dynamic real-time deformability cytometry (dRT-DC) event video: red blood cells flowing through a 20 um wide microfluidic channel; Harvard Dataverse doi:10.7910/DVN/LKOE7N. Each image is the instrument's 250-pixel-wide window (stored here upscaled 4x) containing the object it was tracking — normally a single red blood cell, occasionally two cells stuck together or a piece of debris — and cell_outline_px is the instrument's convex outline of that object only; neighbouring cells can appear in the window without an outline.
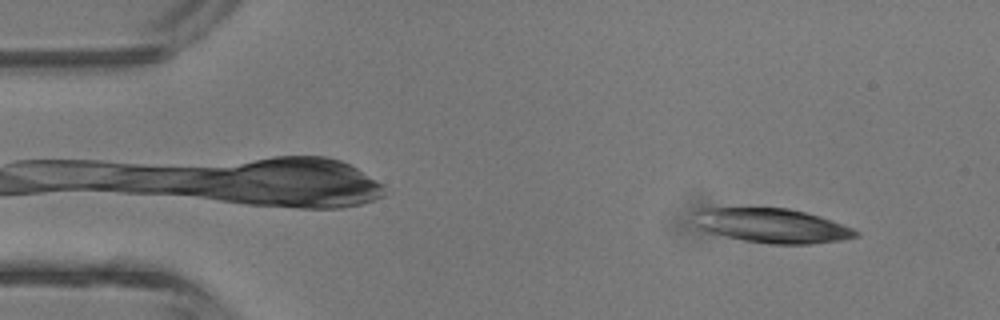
{"species": "common noctule bat (a hibernating species)", "species_latin": "Nyctalus noctula", "temperature_condition": "room temperature", "stored_images_in_passage": 23, "camera_frame_rate_fps": 3000, "um_per_image_px": 0.085, "animal": {"sex": "male", "body_mass_g": 13.3}, "frame": {"image": 1, "passage_image": 4, "time_ms": 1.0, "image_size_px": [1000, 320], "cell_outline_px": [[860, 236], [840, 240], [812, 244], [768, 244], [744, 240], [708, 232], [700, 228], [696, 224], [692, 212], [700, 208], [788, 208], [820, 216], [852, 228], [860, 232]], "centroid_in_image_um": [65.61, 19.18], "position_along_channel_um": 19.4, "area_um2": 32.37}}